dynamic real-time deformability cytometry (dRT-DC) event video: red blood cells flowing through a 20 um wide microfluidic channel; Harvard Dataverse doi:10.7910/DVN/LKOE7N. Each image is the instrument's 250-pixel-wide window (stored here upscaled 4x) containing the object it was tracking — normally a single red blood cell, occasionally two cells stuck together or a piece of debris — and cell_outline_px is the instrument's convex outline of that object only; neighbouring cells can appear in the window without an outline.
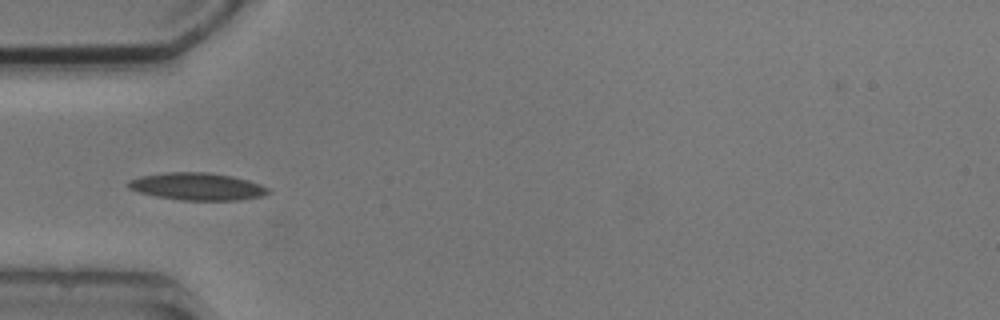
{"species": "common noctule bat (a hibernating species)", "species_latin": "Nyctalus noctula", "temperature_condition": "cold", "stored_images_in_passage": 6, "camera_frame_rate_fps": 3000, "um_per_image_px": 0.085, "animal": {"sex": "male", "body_mass_g": 20.5, "forearm_length_mm": 52.5}, "frame": {"image": 1, "passage_image": 4, "time_ms": 3.333, "image_size_px": [1000, 320], "cell_outline_px": [[268, 192], [260, 196], [240, 200], [180, 200], [156, 196], [140, 192], [128, 188], [128, 180], [140, 176], [168, 172], [208, 172], [232, 176], [248, 180], [260, 184], [268, 188]], "centroid_in_image_um": [16.74, 15.84], "position_along_channel_um": 68.3, "area_um2": 22.14}}